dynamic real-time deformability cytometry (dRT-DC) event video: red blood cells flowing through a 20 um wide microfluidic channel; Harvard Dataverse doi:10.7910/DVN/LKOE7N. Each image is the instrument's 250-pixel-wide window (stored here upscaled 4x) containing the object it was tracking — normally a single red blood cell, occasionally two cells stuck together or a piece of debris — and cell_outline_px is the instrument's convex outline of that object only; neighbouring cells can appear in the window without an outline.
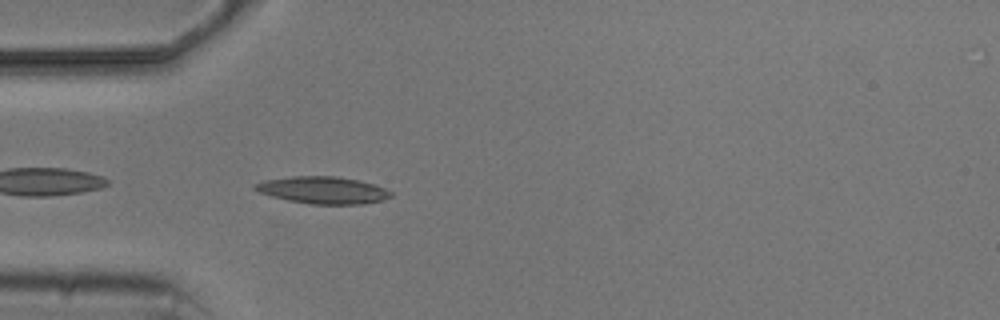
{"species": "common noctule bat (a hibernating species)", "species_latin": "Nyctalus noctula", "temperature_condition": "cold", "stored_images_in_passage": 5, "camera_frame_rate_fps": 3000, "um_per_image_px": 0.085, "animal": {"sex": "male", "body_mass_g": 20.5, "forearm_length_mm": 52.5}, "frame": {"image": 1, "passage_image": 5, "time_ms": 5.0, "image_size_px": [1000, 320], "cell_outline_px": [[392, 196], [380, 200], [364, 204], [308, 204], [288, 200], [272, 196], [260, 192], [252, 188], [252, 184], [264, 180], [292, 176], [336, 176], [360, 180], [376, 184], [392, 192]], "centroid_in_image_um": [27.44, 16.15], "position_along_channel_um": 57.6, "area_um2": 21.56}}